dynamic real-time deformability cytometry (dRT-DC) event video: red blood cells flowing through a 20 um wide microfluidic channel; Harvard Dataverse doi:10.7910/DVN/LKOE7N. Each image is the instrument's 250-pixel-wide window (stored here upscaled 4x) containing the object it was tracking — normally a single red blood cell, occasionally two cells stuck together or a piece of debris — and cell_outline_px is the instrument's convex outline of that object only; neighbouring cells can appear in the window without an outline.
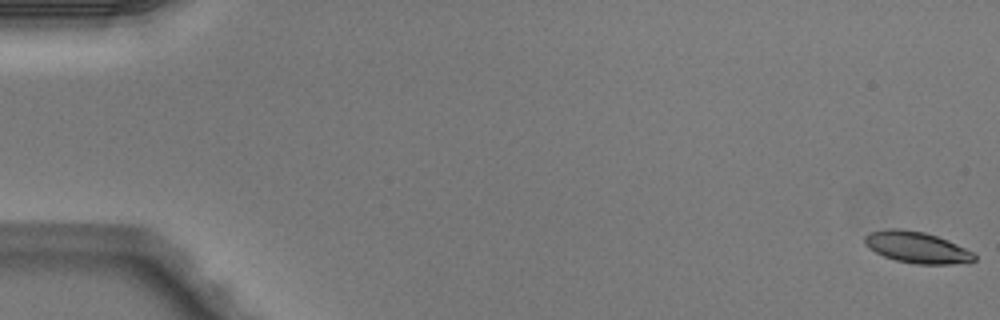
{"species": "Egyptian fruit bat (a non-hibernating species)", "species_latin": "Rousettus aegyptiacus", "temperature_condition": "warm", "stored_images_in_passage": 51, "camera_frame_rate_fps": 3000, "um_per_image_px": 0.085, "animal": {"sex": "male"}, "frame": {"image": 1, "passage_image": 1, "time_ms": 0.0, "image_size_px": [1000, 320], "cell_outline_px": [[976, 260], [952, 264], [916, 264], [896, 260], [884, 256], [868, 248], [864, 244], [864, 236], [872, 232], [888, 228], [896, 228], [924, 232], [948, 240], [972, 252], [976, 256]], "centroid_in_image_um": [77.9, 21.02], "position_along_channel_um": 7.1, "area_um2": 19.83}}
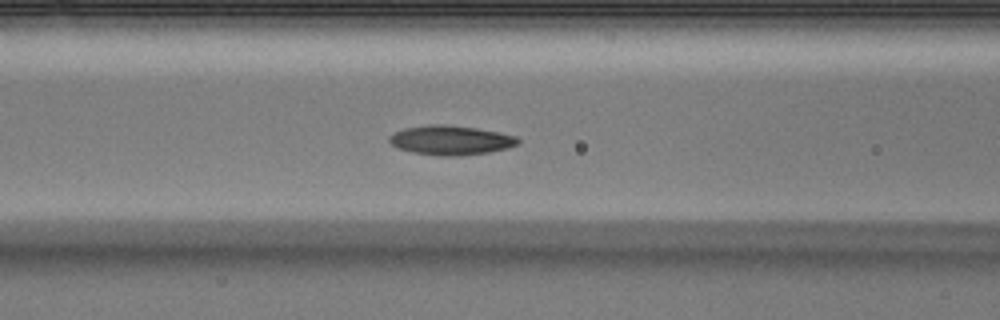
{"frame": {"image": 2, "passage_image": 22, "time_ms": 7.0, "image_size_px": [1000, 320], "cell_outline_px": [[520, 144], [508, 148], [488, 152], [460, 156], [440, 156], [412, 152], [400, 148], [392, 144], [388, 140], [388, 136], [404, 128], [428, 124], [448, 124], [476, 128], [500, 132], [516, 136], [520, 140]], "centroid_in_image_um": [38.34, 11.91], "position_along_channel_um": 128.3, "area_um2": 22.2}}
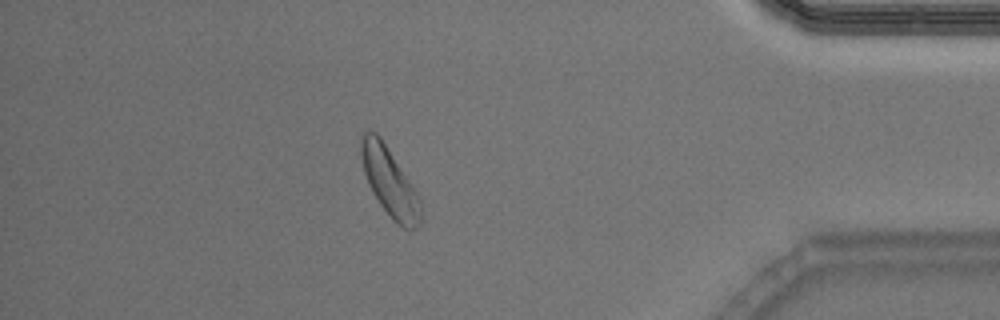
{"frame": {"image": 3, "passage_image": 45, "time_ms": 14.667, "image_size_px": [1000, 320], "cell_outline_px": [[420, 224], [416, 228], [404, 228], [396, 224], [392, 220], [380, 204], [372, 192], [368, 184], [364, 172], [360, 156], [360, 136], [364, 132], [376, 132], [380, 136], [416, 192], [420, 200]], "centroid_in_image_um": [33.07, 15.46], "position_along_channel_um": 402.1, "area_um2": 23.41}, "authors_computed_cell_mechanics": {"area_um2": 21.386, "velocity_mm_per_s": 4.0545, "shape_relaxation_time_tau1_ms": 3.7092, "shape_relaxation_time_tau2_ms": 2.2073, "deformation_change_tau1": 0.1437, "deformation_change_tau2": 0.0702}}